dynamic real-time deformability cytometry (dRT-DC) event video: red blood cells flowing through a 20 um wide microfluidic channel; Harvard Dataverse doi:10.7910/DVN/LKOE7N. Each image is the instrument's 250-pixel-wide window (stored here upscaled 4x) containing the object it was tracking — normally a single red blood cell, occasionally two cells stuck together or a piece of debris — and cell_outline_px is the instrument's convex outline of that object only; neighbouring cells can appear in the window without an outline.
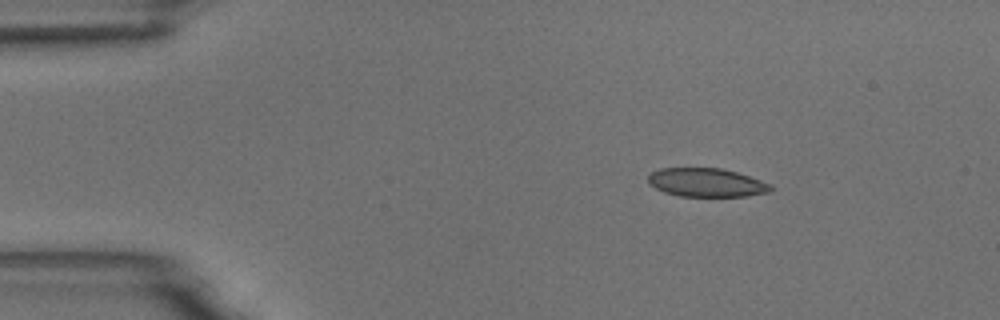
{"species": "common noctule bat (a hibernating species)", "species_latin": "Nyctalus noctula", "temperature_condition": "room temperature", "stored_images_in_passage": 5, "camera_frame_rate_fps": 3000, "um_per_image_px": 0.085, "animal": {"sex": "male", "body_mass_g": 18.8}, "frame": {"image": 1, "passage_image": 3, "time_ms": 2.333, "image_size_px": [1000, 320], "cell_outline_px": [[776, 188], [772, 192], [748, 196], [680, 196], [664, 192], [648, 184], [648, 176], [652, 172], [660, 168], [720, 168], [736, 172], [772, 184]], "centroid_in_image_um": [60.09, 15.52], "position_along_channel_um": 24.9, "area_um2": 20.58}}